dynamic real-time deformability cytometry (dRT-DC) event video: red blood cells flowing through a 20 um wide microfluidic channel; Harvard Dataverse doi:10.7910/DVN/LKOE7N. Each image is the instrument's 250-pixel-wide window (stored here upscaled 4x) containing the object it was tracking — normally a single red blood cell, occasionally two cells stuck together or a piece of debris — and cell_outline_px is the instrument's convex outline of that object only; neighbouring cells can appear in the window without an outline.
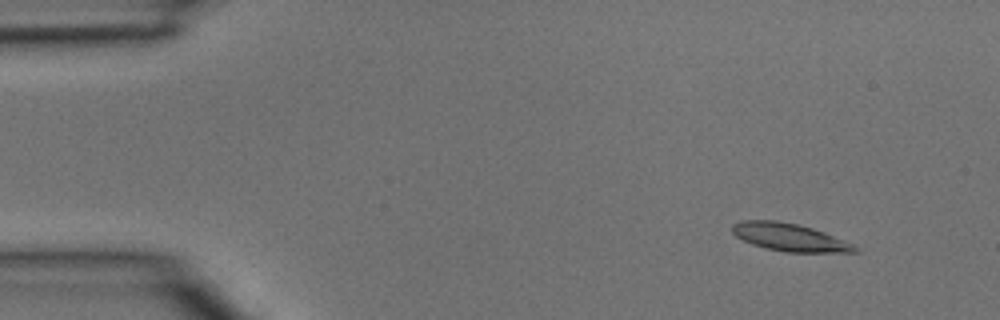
{"species": "common noctule bat (a hibernating species)", "species_latin": "Nyctalus noctula", "temperature_condition": "room temperature", "stored_images_in_passage": 3, "segment_of_instrument_passage": [2, 2], "camera_frame_rate_fps": 3000, "um_per_image_px": 0.085, "animal": {"sex": "male", "body_mass_g": 15.6}, "frame": {"image": 1, "passage_image": 3, "time_ms": 0.667, "image_size_px": [1000, 320], "cell_outline_px": [[860, 252], [784, 252], [752, 244], [736, 236], [732, 232], [732, 224], [744, 220], [776, 220], [796, 224], [812, 228], [824, 232], [852, 244]], "centroid_in_image_um": [67.08, 20.16], "position_along_channel_um": 17.9, "area_um2": 19.48}}